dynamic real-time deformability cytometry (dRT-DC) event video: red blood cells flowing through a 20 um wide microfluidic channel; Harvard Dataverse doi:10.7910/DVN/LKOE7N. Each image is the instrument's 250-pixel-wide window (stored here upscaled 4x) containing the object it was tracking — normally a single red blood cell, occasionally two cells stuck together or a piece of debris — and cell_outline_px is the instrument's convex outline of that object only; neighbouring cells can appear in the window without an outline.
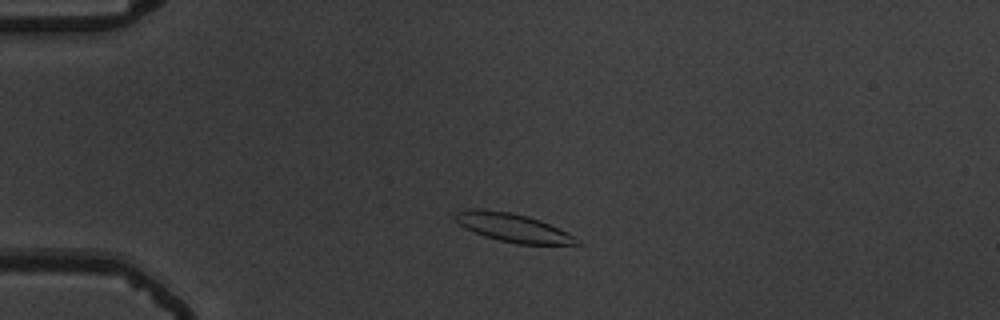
{"species": "common noctule bat (a hibernating species)", "species_latin": "Nyctalus noctula", "temperature_condition": "warm", "stored_images_in_passage": 43, "camera_frame_rate_fps": 3000, "um_per_image_px": 0.085, "animal": {"sex": "male", "body_mass_g": 19.5, "forearm_length_mm": 54.6}, "frame": {"image": 1, "passage_image": 1, "time_ms": 0.0, "image_size_px": [1000, 320], "cell_outline_px": [[584, 244], [516, 244], [484, 236], [464, 228], [452, 216], [456, 212], [472, 208], [480, 208], [512, 212], [528, 216], [540, 220], [572, 236]], "centroid_in_image_um": [43.51, 19.33], "position_along_channel_um": 41.5, "area_um2": 19.94}}
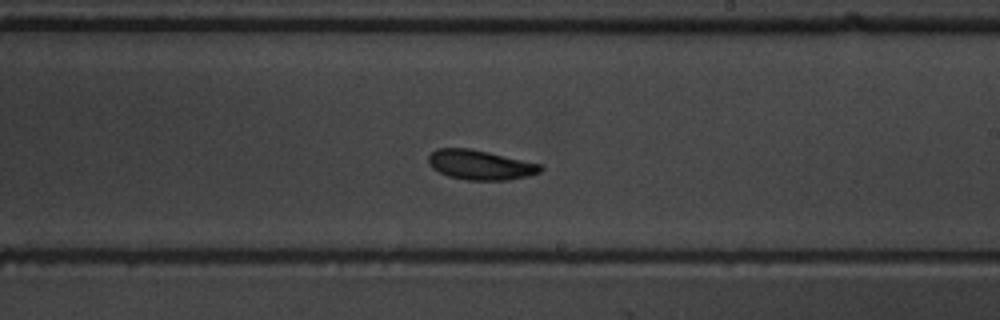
{"frame": {"image": 2, "passage_image": 21, "time_ms": 6.667, "image_size_px": [1000, 320], "cell_outline_px": [[544, 168], [540, 172], [528, 176], [508, 180], [468, 180], [448, 176], [432, 168], [428, 160], [428, 156], [436, 148], [468, 148], [488, 152], [540, 164]], "centroid_in_image_um": [40.81, 14.02], "position_along_channel_um": 248.2, "area_um2": 19.25}}
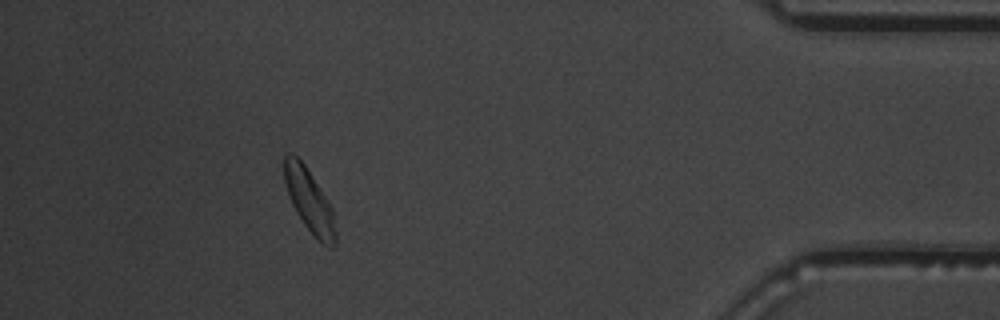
{"frame": {"image": 3, "passage_image": 38, "time_ms": 12.333, "image_size_px": [1000, 320], "cell_outline_px": [[336, 244], [332, 248], [320, 244], [316, 240], [304, 224], [296, 212], [292, 204], [284, 180], [284, 156], [288, 152], [292, 152], [304, 164], [332, 208], [336, 232]], "centroid_in_image_um": [26.3, 17.11], "position_along_channel_um": 408.9, "area_um2": 18.73}, "authors_computed_cell_mechanics": {"area_um2": 19.1896, "velocity_mm_per_s": 3.6489, "shape_relaxation_time_tau1_ms": 2.53, "shape_relaxation_time_tau2_ms": 7.0689, "deformation_change_tau1": 0.1168, "deformation_change_tau2": 0.1284}}